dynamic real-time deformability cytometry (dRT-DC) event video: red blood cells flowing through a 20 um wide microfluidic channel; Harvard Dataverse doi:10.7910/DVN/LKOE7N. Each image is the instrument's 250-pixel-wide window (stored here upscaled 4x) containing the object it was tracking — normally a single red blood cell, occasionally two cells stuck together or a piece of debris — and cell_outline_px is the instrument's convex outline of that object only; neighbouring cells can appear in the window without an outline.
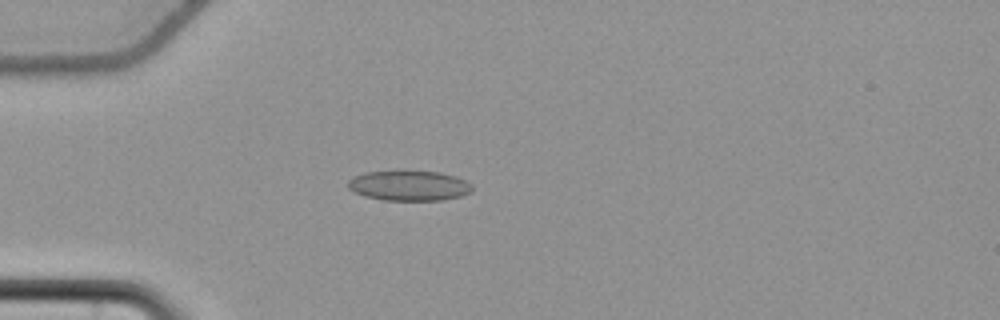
{"species": "common noctule bat (a hibernating species)", "species_latin": "Nyctalus noctula", "temperature_condition": "cold", "stored_images_in_passage": 57, "camera_frame_rate_fps": 3000, "um_per_image_px": 0.085, "animal": {"sex": "female", "body_mass_g": 22.7, "forearm_length_mm": 54.2}, "frame": {"image": 1, "passage_image": 17, "time_ms": 5.333, "image_size_px": [1000, 320], "cell_outline_px": [[472, 192], [460, 196], [444, 200], [384, 200], [364, 196], [348, 188], [348, 180], [352, 176], [364, 172], [396, 168], [440, 172], [456, 176], [472, 184]], "centroid_in_image_um": [34.74, 15.73], "position_along_channel_um": 50.3, "area_um2": 22.72}}
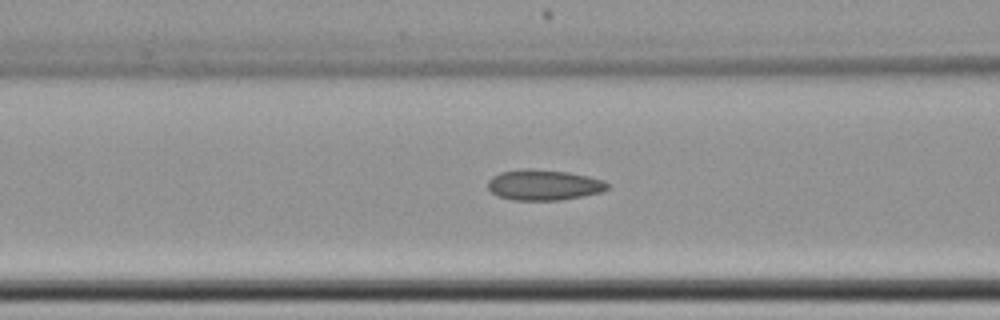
{"frame": {"image": 2, "passage_image": 24, "time_ms": 7.667, "image_size_px": [1000, 320], "cell_outline_px": [[608, 188], [600, 192], [584, 196], [560, 200], [512, 200], [496, 196], [488, 188], [488, 180], [492, 176], [500, 172], [524, 168], [528, 168], [568, 172], [588, 176], [604, 180], [608, 184]], "centroid_in_image_um": [46.19, 15.72], "position_along_channel_um": 120.4, "area_um2": 21.44}}
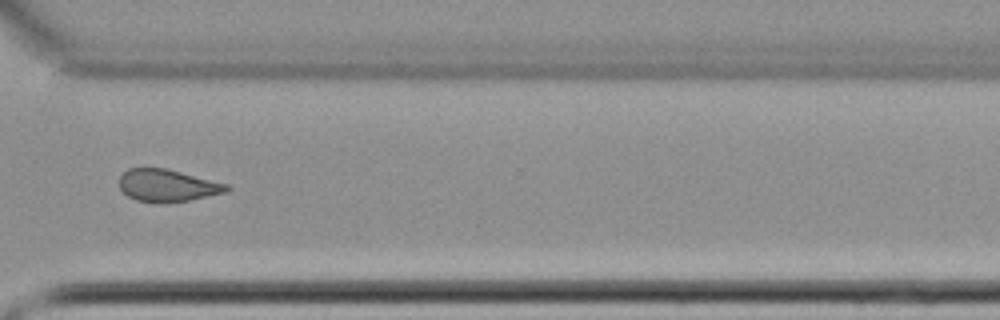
{"frame": {"image": 3, "passage_image": 43, "time_ms": 14.0, "image_size_px": [1000, 320], "cell_outline_px": [[232, 188], [228, 192], [188, 200], [136, 200], [128, 196], [120, 188], [120, 176], [128, 168], [164, 168], [228, 184]], "centroid_in_image_um": [14.26, 15.73], "position_along_channel_um": 356.3, "area_um2": 19.42}}